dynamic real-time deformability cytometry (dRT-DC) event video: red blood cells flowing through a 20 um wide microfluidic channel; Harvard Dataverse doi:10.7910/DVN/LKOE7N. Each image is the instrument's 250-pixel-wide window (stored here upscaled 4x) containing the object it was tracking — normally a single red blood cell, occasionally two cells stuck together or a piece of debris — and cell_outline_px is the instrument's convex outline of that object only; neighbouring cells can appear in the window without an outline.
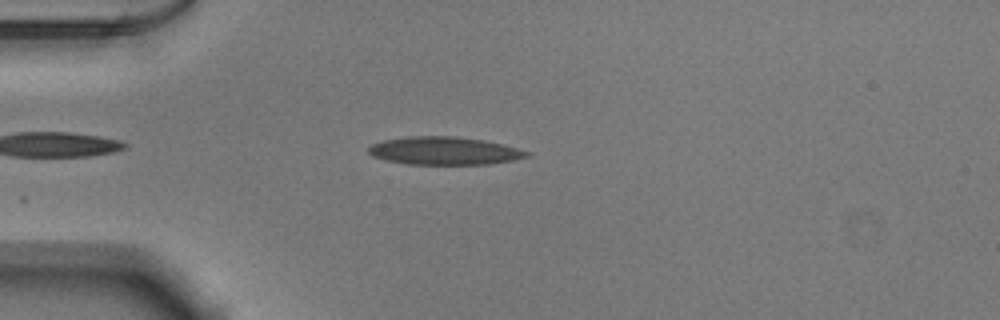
{"species": "Egyptian fruit bat (a non-hibernating species)", "species_latin": "Rousettus aegyptiacus", "temperature_condition": "warm", "stored_images_in_passage": 38, "camera_frame_rate_fps": 3000, "um_per_image_px": 0.085, "animal": {"sex": "male"}, "frame": {"image": 1, "passage_image": 5, "time_ms": 1.333, "image_size_px": [1000, 320], "cell_outline_px": [[532, 152], [528, 156], [512, 160], [488, 164], [408, 164], [388, 160], [372, 156], [368, 152], [368, 148], [372, 144], [384, 140], [408, 136], [452, 136], [484, 140], [504, 144]], "centroid_in_image_um": [37.78, 12.81], "position_along_channel_um": 47.2, "area_um2": 25.66}}
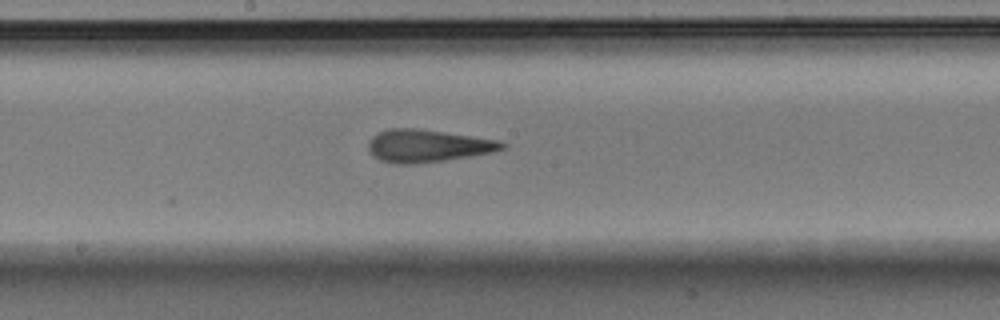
{"frame": {"image": 2, "passage_image": 19, "time_ms": 6.0, "image_size_px": [1000, 320], "cell_outline_px": [[508, 144], [504, 148], [492, 152], [444, 160], [416, 164], [396, 164], [380, 160], [372, 156], [368, 148], [368, 140], [372, 136], [388, 128], [412, 128], [444, 132], [500, 140]], "centroid_in_image_um": [36.31, 12.4], "position_along_channel_um": 211.9, "area_um2": 25.32}}
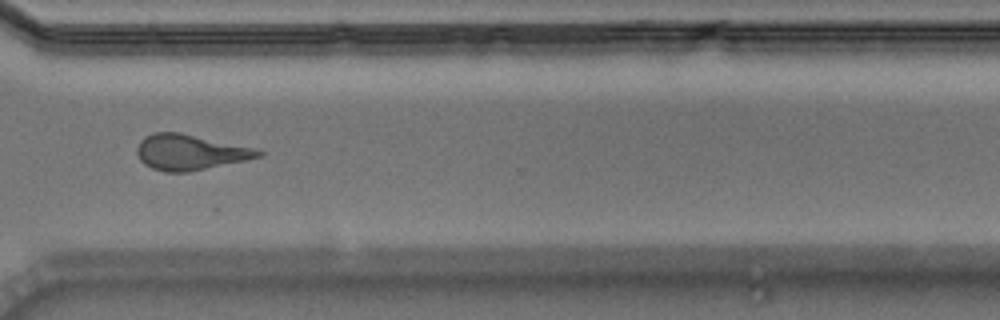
{"frame": {"image": 3, "passage_image": 30, "time_ms": 9.667, "image_size_px": [1000, 320], "cell_outline_px": [[264, 156], [188, 172], [164, 172], [152, 168], [144, 164], [140, 160], [136, 152], [136, 148], [140, 140], [144, 136], [156, 132], [180, 132], [260, 148], [264, 152]], "centroid_in_image_um": [16.19, 12.92], "position_along_channel_um": 354.4, "area_um2": 25.49}, "authors_computed_cell_mechanics": {"area_um2": 24.9407, "velocity_mm_per_s": 3.8962, "shape_relaxation_time_tau1_ms": 6.3638, "shape_relaxation_time_tau2_ms": 1.3213, "deformation_change_tau1": 0.1954, "deformation_change_tau2": 0.1075}}